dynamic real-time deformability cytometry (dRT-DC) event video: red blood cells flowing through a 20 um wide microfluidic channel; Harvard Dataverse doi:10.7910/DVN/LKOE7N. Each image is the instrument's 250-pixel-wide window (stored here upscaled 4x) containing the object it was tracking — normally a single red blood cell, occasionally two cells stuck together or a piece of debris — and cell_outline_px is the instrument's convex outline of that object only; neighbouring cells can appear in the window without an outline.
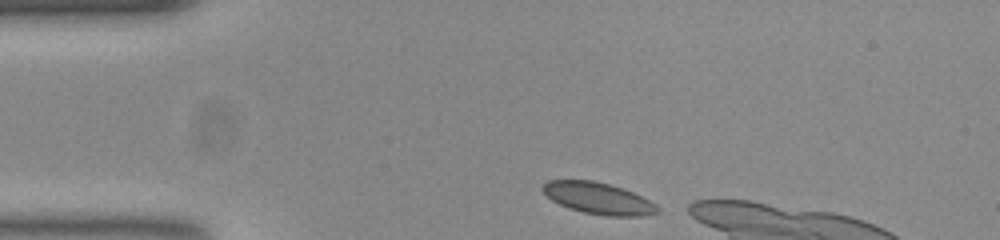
{"species": "common noctule bat (a hibernating species)", "species_latin": "Nyctalus noctula", "temperature_condition": "room temperature", "stored_images_in_passage": 6, "camera_frame_rate_fps": 3000, "um_per_image_px": 0.085, "animal": {"sex": "female", "body_mass_g": 23.0, "forearm_length_mm": 53.4}, "frame": {"image": 1, "passage_image": 1, "time_ms": 0.0, "image_size_px": [1000, 240], "cell_outline_px": [[656, 212], [640, 216], [608, 216], [584, 212], [560, 204], [552, 200], [544, 192], [544, 184], [548, 180], [592, 180], [608, 184], [632, 192], [648, 200], [656, 208]], "centroid_in_image_um": [50.8, 16.85], "position_along_channel_um": 34.2, "area_um2": 20.29}}